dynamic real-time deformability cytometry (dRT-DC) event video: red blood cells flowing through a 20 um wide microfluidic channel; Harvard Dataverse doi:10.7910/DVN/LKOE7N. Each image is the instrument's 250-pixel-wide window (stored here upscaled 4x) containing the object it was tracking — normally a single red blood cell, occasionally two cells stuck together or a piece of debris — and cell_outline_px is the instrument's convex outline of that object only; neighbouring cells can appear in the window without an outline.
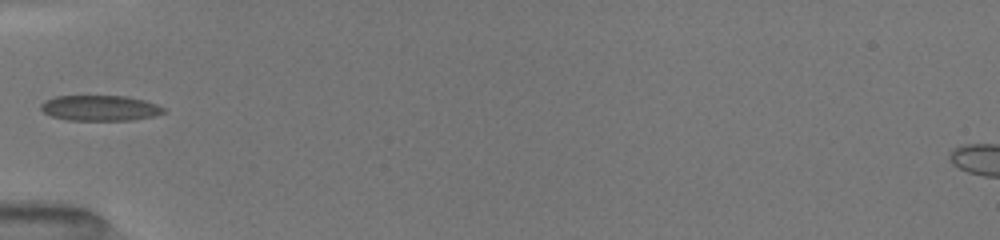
{"species": "common noctule bat (a hibernating species)", "species_latin": "Nyctalus noctula", "temperature_condition": "room temperature", "stored_images_in_passage": 32, "camera_frame_rate_fps": 3000, "um_per_image_px": 0.085, "animal": {"sex": "female", "body_mass_g": 19.5, "forearm_length_mm": 54.1}, "frame": {"image": 1, "passage_image": 1, "time_ms": 0.0, "image_size_px": [1000, 240], "cell_outline_px": [[164, 112], [152, 116], [132, 120], [68, 120], [52, 116], [44, 112], [40, 108], [40, 104], [56, 96], [124, 96], [144, 100], [156, 104], [164, 108]], "centroid_in_image_um": [8.49, 9.18], "position_along_channel_um": 76.5, "area_um2": 17.98}}
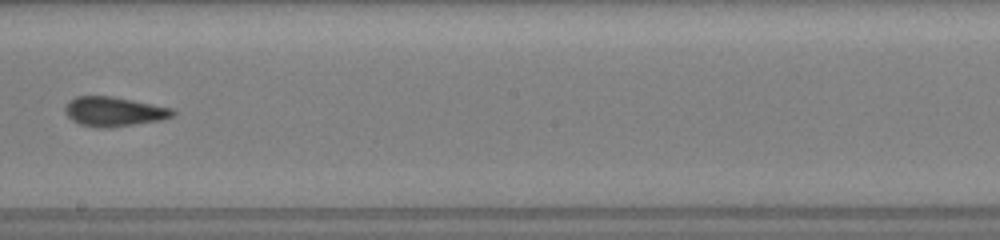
{"frame": {"image": 2, "passage_image": 17, "time_ms": 4.0, "image_size_px": [1000, 240], "cell_outline_px": [[176, 112], [172, 116], [160, 120], [108, 128], [100, 128], [80, 124], [68, 116], [68, 104], [76, 96], [112, 96], [172, 108]], "centroid_in_image_um": [9.74, 9.48], "position_along_channel_um": 238.5, "area_um2": 17.98}}
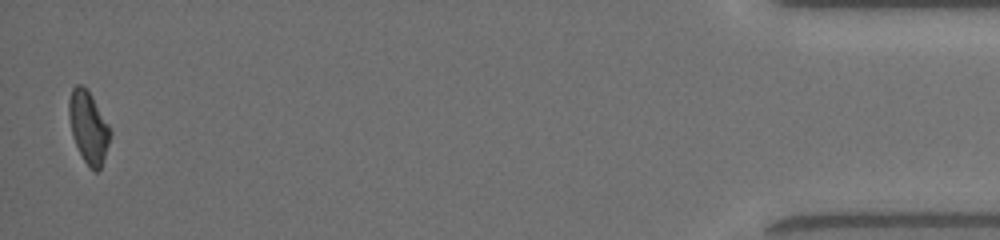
{"frame": {"image": 3, "passage_image": 32, "time_ms": 10.667, "image_size_px": [1000, 240], "cell_outline_px": [[112, 132], [100, 168], [96, 172], [84, 160], [72, 136], [68, 112], [68, 100], [72, 88], [76, 84], [80, 84], [88, 88], [108, 124]], "centroid_in_image_um": [7.5, 10.73], "position_along_channel_um": 427.7, "area_um2": 17.11}, "authors_computed_cell_mechanics": {"area_um2": 17.3978, "velocity_mm_per_s": 4.0541, "shape_relaxation_time_tau1_ms": null, "shape_relaxation_time_tau2_ms": 2.0574, "deformation_change_tau1": null, "deformation_change_tau2": 0.0599}}